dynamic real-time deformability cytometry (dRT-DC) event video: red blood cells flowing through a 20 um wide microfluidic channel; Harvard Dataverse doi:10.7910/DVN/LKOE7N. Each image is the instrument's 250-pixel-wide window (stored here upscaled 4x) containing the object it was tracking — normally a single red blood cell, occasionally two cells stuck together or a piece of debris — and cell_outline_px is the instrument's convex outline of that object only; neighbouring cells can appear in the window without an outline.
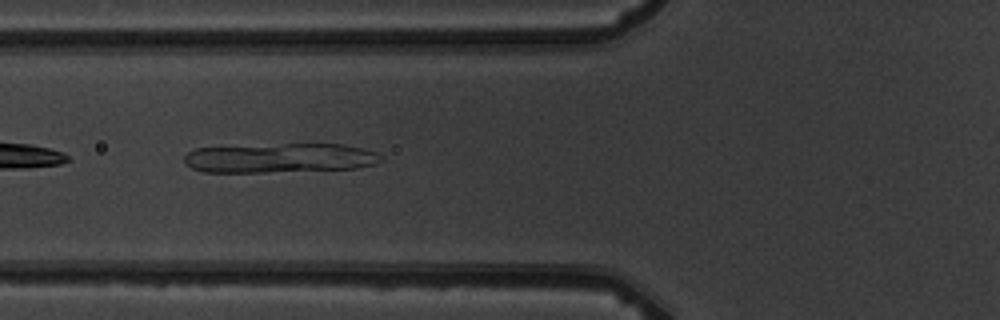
{"species": "common noctule bat (a hibernating species)", "species_latin": "Nyctalus noctula", "temperature_condition": "warm", "stored_images_in_passage": 11, "camera_frame_rate_fps": 3000, "um_per_image_px": 0.085, "animal": {"sex": "male", "body_mass_g": 19.5, "forearm_length_mm": 54.6}, "frame": {"image": 1, "passage_image": 2, "time_ms": 1.0, "image_size_px": [1000, 320], "cell_outline_px": [[384, 160], [376, 164], [356, 168], [264, 172], [204, 172], [192, 168], [184, 160], [184, 156], [188, 152], [196, 148], [284, 144], [344, 144], [376, 152]], "centroid_in_image_um": [23.81, 13.43], "position_along_channel_um": 102.0, "area_um2": 33.52}}
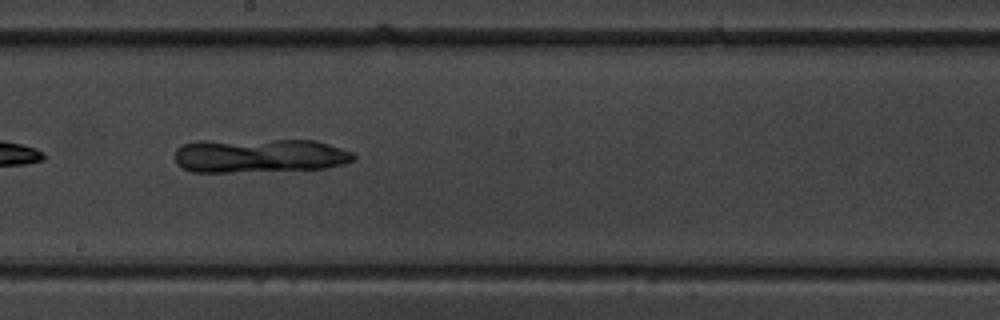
{"frame": {"image": 2, "passage_image": 5, "time_ms": 4.333, "image_size_px": [1000, 320], "cell_outline_px": [[356, 156], [352, 160], [344, 164], [324, 168], [228, 172], [192, 172], [176, 164], [176, 148], [180, 144], [196, 140], [316, 140], [352, 152]], "centroid_in_image_um": [21.99, 13.21], "position_along_channel_um": 226.2, "area_um2": 35.55}}
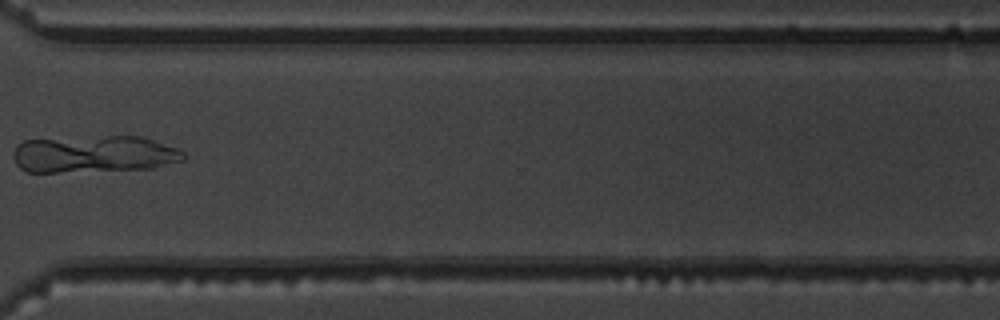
{"frame": {"image": 3, "passage_image": 8, "time_ms": 8.0, "image_size_px": [1000, 320], "cell_outline_px": [[184, 160], [152, 168], [56, 172], [24, 172], [16, 164], [12, 156], [16, 148], [24, 140], [108, 136], [140, 136], [180, 148], [184, 152]], "centroid_in_image_um": [8.01, 13.1], "position_along_channel_um": 362.6, "area_um2": 36.65}}